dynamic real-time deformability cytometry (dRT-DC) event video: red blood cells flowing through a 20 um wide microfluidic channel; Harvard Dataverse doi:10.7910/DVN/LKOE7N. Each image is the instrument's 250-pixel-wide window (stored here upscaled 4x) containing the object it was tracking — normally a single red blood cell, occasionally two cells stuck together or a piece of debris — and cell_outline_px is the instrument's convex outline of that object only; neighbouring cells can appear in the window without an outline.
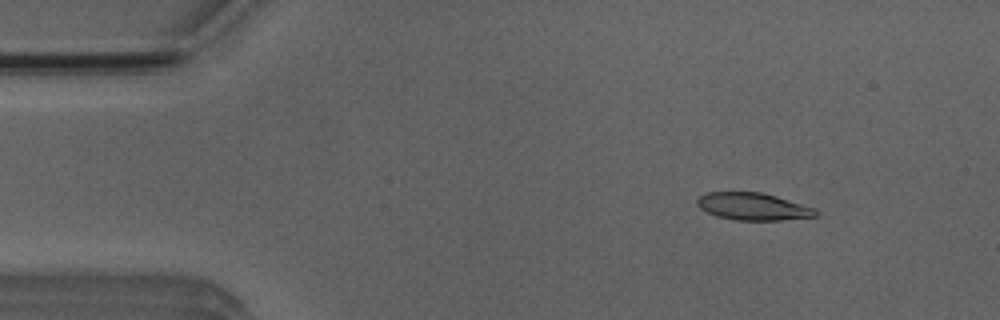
{"species": "Egyptian fruit bat (a non-hibernating species)", "species_latin": "Rousettus aegyptiacus", "temperature_condition": "room temperature", "stored_images_in_passage": 4, "camera_frame_rate_fps": 3000, "um_per_image_px": 0.085, "animal": {"sex": "male"}, "frame": {"image": 1, "passage_image": 1, "time_ms": 0.0, "image_size_px": [1000, 320], "cell_outline_px": [[820, 212], [816, 216], [780, 220], [736, 220], [716, 216], [700, 208], [696, 204], [696, 200], [700, 196], [708, 192], [760, 192], [776, 196], [816, 208]], "centroid_in_image_um": [64.02, 17.55], "position_along_channel_um": 21.0, "area_um2": 18.84}}